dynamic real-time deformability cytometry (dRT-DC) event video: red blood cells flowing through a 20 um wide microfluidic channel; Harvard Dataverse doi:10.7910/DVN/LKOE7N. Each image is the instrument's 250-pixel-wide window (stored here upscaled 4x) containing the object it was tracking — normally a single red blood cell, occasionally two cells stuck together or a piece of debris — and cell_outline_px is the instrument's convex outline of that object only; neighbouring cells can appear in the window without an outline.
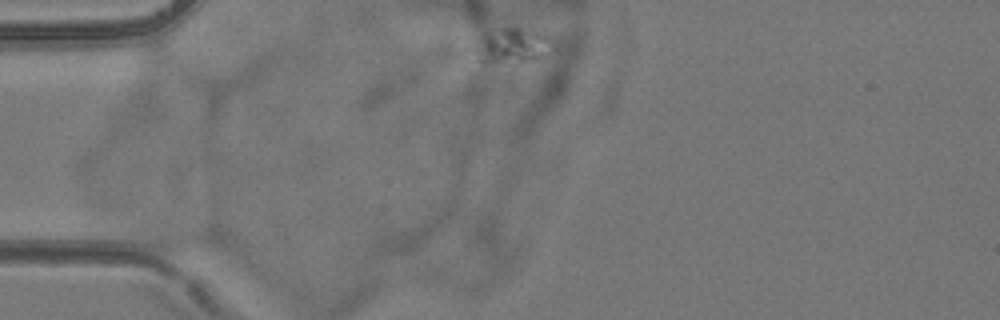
{"species": "common noctule bat (a hibernating species)", "species_latin": "Nyctalus noctula", "temperature_condition": "room temperature", "stored_images_in_passage": 2, "camera_frame_rate_fps": 3000, "um_per_image_px": 0.085, "animal": {"sex": "female", "body_mass_g": 24.6, "forearm_length_mm": 56.2}, "frame": {"image": 1, "passage_image": 1, "time_ms": 0.0, "image_size_px": [1000, 320], "cell_outline_px": [[552, 36], [540, 56], [532, 60], [512, 64], [484, 64], [480, 60], [484, 36], [500, 28], [516, 28], [548, 32]], "centroid_in_image_um": [43.63, 3.9], "position_along_channel_um": 41.4, "area_um2": 14.8}}
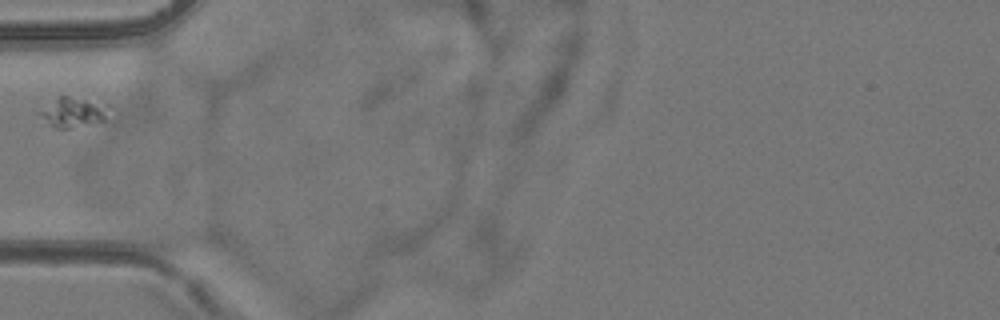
{"frame": {"image": 2, "passage_image": 2, "time_ms": 1.667, "image_size_px": [1000, 320], "cell_outline_px": [[108, 104], [104, 120], [68, 128], [52, 128], [36, 112], [60, 96], [68, 96]], "centroid_in_image_um": [6.15, 9.54], "position_along_channel_um": 78.8, "area_um2": 11.68}}